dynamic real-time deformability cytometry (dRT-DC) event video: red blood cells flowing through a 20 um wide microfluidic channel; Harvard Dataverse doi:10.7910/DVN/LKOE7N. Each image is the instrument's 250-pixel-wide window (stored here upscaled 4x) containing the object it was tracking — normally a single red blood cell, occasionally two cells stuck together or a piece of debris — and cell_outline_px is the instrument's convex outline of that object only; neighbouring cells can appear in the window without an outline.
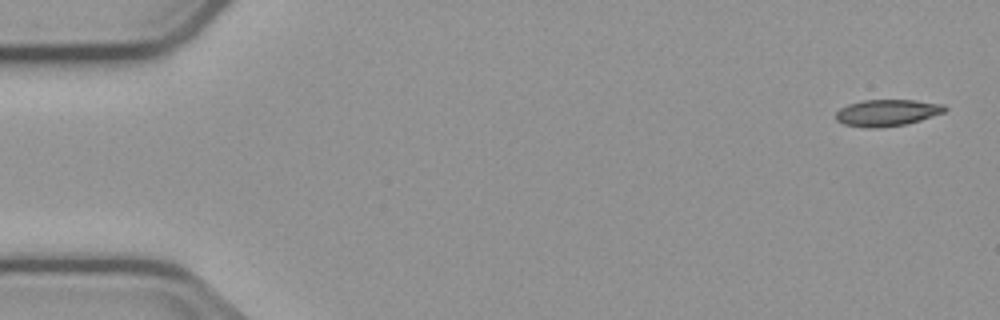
{"species": "common noctule bat (a hibernating species)", "species_latin": "Nyctalus noctula", "temperature_condition": "cold", "stored_images_in_passage": 5, "camera_frame_rate_fps": 3000, "um_per_image_px": 0.085, "animal": {"sex": "male", "body_mass_g": 23.1, "forearm_length_mm": 52.7}, "frame": {"image": 1, "passage_image": 1, "time_ms": 0.0, "image_size_px": [1000, 320], "cell_outline_px": [[948, 108], [944, 112], [908, 124], [880, 128], [864, 128], [844, 124], [836, 120], [836, 112], [840, 108], [848, 104], [864, 100], [916, 100], [944, 104]], "centroid_in_image_um": [75.4, 9.59], "position_along_channel_um": 9.6, "area_um2": 17.05}}
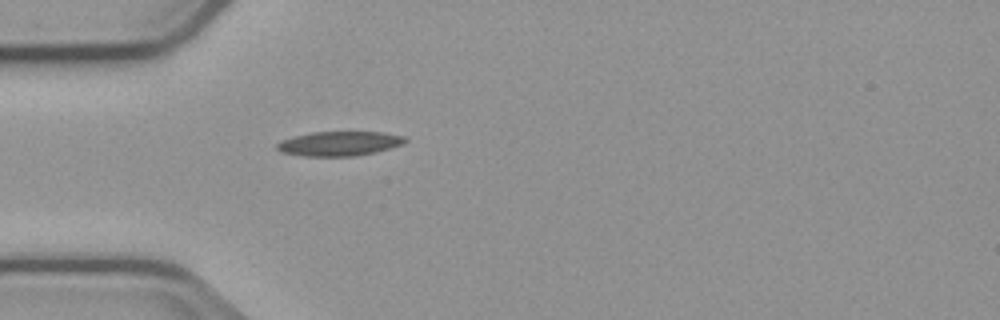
{"frame": {"image": 2, "passage_image": 5, "time_ms": 4.667, "image_size_px": [1000, 320], "cell_outline_px": [[408, 140], [404, 144], [392, 148], [376, 152], [356, 156], [300, 156], [280, 152], [276, 148], [276, 144], [284, 140], [296, 136], [312, 132], [380, 132], [404, 136]], "centroid_in_image_um": [28.87, 12.21], "position_along_channel_um": 56.1, "area_um2": 18.32}}